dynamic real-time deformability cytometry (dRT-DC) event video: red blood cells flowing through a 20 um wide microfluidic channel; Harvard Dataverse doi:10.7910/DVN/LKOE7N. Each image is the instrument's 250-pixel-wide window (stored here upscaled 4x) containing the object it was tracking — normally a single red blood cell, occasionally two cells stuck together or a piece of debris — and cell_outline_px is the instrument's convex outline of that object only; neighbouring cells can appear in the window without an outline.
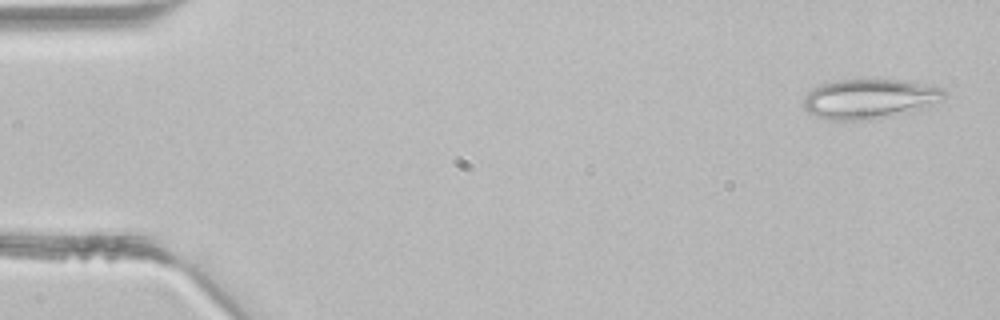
{"species": "common noctule bat (a hibernating species)", "species_latin": "Nyctalus noctula", "temperature_condition": "room temperature", "stored_images_in_passage": 3, "camera_frame_rate_fps": 3000, "um_per_image_px": 0.085, "animal": {"sex": "male", "body_mass_g": 21.5, "forearm_length_mm": 52.0}, "frame": {"image": 1, "passage_image": 1, "time_ms": 0.0, "image_size_px": [1000, 320], "cell_outline_px": [[948, 96], [944, 100], [920, 108], [868, 120], [828, 120], [816, 116], [808, 112], [804, 108], [804, 96], [812, 88], [820, 84], [836, 80], [904, 80], [932, 84], [944, 88], [948, 92]], "centroid_in_image_um": [73.93, 8.38], "position_along_channel_um": 11.1, "area_um2": 32.66}}